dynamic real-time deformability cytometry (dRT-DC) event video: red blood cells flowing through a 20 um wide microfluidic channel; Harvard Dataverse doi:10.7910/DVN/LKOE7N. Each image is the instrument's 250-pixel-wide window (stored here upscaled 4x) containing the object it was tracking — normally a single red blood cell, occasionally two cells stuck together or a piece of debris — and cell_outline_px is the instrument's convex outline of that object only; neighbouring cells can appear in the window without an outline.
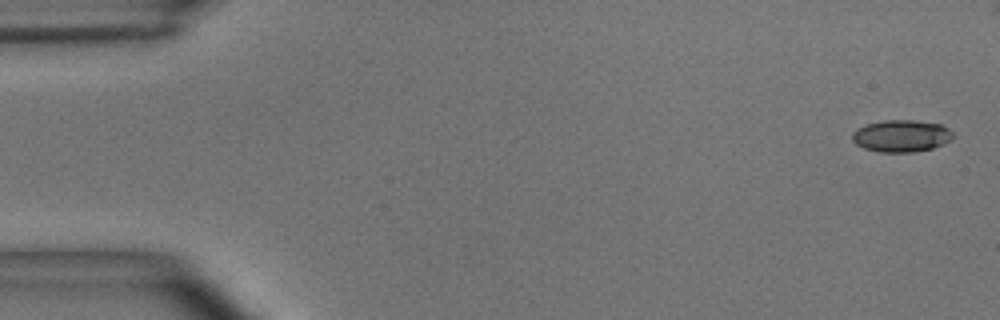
{"species": "common noctule bat (a hibernating species)", "species_latin": "Nyctalus noctula", "temperature_condition": "room temperature", "stored_images_in_passage": 4, "camera_frame_rate_fps": 3000, "um_per_image_px": 0.085, "animal": {"sex": "male", "body_mass_g": 15.6}, "frame": {"image": 1, "passage_image": 1, "time_ms": 0.0, "image_size_px": [1000, 320], "cell_outline_px": [[952, 136], [948, 140], [932, 148], [912, 152], [880, 152], [864, 148], [856, 144], [852, 140], [852, 132], [856, 128], [868, 124], [884, 120], [912, 120], [940, 124], [948, 128], [952, 132]], "centroid_in_image_um": [76.56, 11.55], "position_along_channel_um": 8.4, "area_um2": 18.55}}